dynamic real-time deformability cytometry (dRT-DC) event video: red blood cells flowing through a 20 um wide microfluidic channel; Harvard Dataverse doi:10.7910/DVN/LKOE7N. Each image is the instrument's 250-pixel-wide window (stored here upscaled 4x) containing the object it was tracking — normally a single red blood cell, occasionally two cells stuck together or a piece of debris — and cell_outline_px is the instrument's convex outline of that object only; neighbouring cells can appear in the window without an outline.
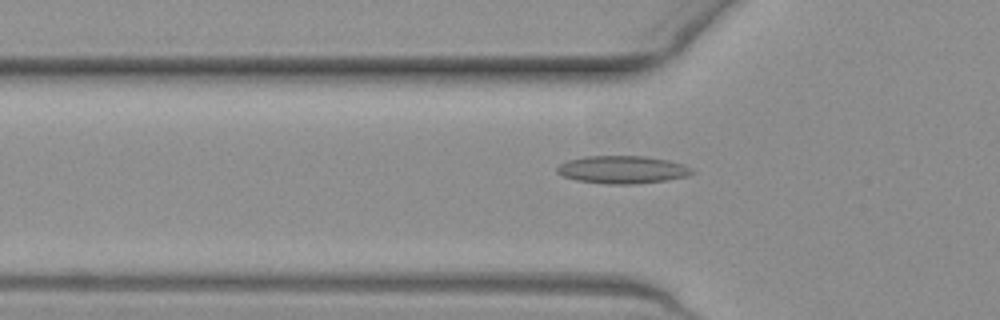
{"species": "common noctule bat (a hibernating species)", "species_latin": "Nyctalus noctula", "temperature_condition": "warm", "stored_images_in_passage": 35, "camera_frame_rate_fps": 3000, "um_per_image_px": 0.085, "animal": {"sex": "female", "body_mass_g": 19.3, "forearm_length_mm": 54.1}, "frame": {"image": 1, "passage_image": 6, "time_ms": 1.667, "image_size_px": [1000, 320], "cell_outline_px": [[696, 172], [688, 176], [668, 180], [632, 184], [608, 184], [576, 180], [564, 176], [556, 172], [556, 168], [560, 164], [568, 160], [584, 156], [644, 156], [668, 160], [684, 164], [692, 168]], "centroid_in_image_um": [52.93, 14.42], "position_along_channel_um": 72.9, "area_um2": 21.91}}
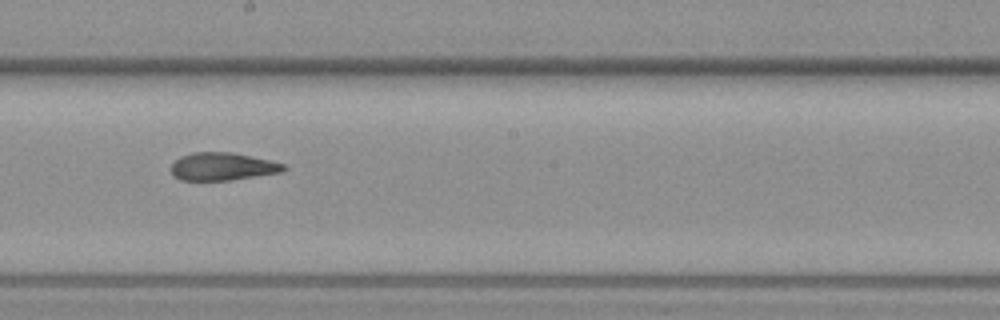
{"frame": {"image": 2, "passage_image": 18, "time_ms": 5.667, "image_size_px": [1000, 320], "cell_outline_px": [[288, 168], [280, 172], [256, 176], [228, 180], [180, 180], [172, 176], [172, 164], [180, 156], [192, 152], [232, 152], [268, 160], [284, 164]], "centroid_in_image_um": [18.88, 14.15], "position_along_channel_um": 229.3, "area_um2": 18.09}}
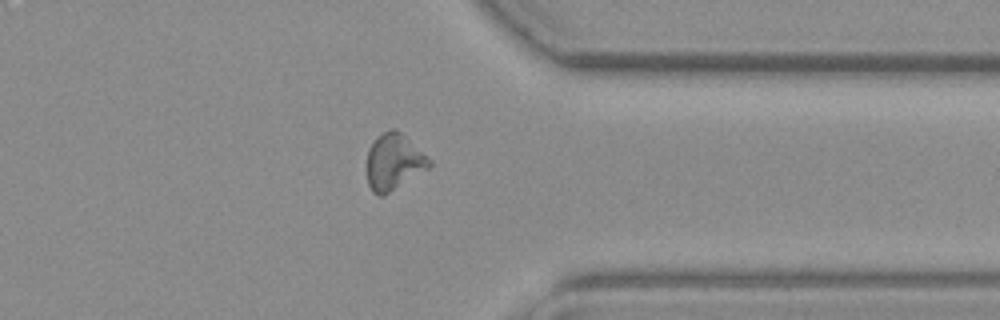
{"frame": {"image": 3, "passage_image": 30, "time_ms": 9.667, "image_size_px": [1000, 320], "cell_outline_px": [[432, 164], [428, 168], [384, 196], [380, 196], [372, 192], [368, 184], [368, 148], [388, 128], [396, 128], [432, 160]], "centroid_in_image_um": [33.49, 13.77], "position_along_channel_um": 377.9, "area_um2": 20.17}, "authors_computed_cell_mechanics": {"area_um2": 18.8428, "velocity_mm_per_s": 3.889, "shape_relaxation_time_tau1_ms": null, "shape_relaxation_time_tau2_ms": 2.6647, "deformation_change_tau1": null, "deformation_change_tau2": 0.1082}}